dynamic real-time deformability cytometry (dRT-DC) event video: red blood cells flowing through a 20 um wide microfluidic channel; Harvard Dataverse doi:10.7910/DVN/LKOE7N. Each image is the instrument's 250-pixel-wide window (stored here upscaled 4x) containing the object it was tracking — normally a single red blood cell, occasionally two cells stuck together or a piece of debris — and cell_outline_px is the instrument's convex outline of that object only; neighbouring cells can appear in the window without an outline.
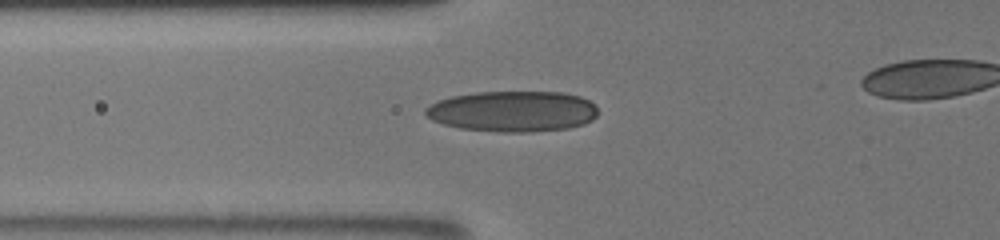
{"species": "human", "species_latin": "Homo sapiens", "temperature_condition": "room temperature", "stored_images_in_passage": 7, "camera_frame_rate_fps": 3000, "um_per_image_px": 0.085, "donor": {"sex": "male"}, "frame": {"image": 1, "passage_image": 2, "time_ms": 0.333, "image_size_px": [1000, 240], "cell_outline_px": [[596, 116], [592, 120], [584, 124], [568, 128], [528, 132], [500, 132], [460, 128], [444, 124], [432, 120], [424, 112], [424, 108], [440, 100], [452, 96], [476, 92], [560, 92], [580, 96], [588, 100], [596, 108]], "centroid_in_image_um": [43.58, 9.46], "position_along_channel_um": 82.2, "area_um2": 40.81}}